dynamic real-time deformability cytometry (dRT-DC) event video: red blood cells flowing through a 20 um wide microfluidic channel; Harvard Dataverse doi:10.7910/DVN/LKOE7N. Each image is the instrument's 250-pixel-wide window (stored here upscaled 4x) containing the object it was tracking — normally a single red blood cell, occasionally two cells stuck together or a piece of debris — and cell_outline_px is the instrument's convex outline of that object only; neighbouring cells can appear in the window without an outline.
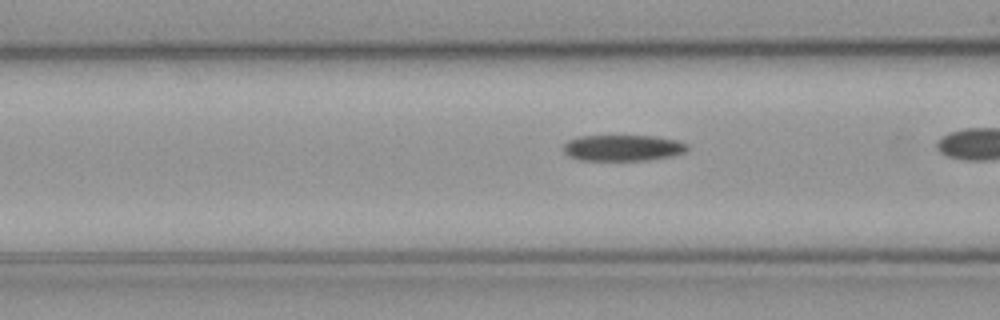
{"species": "common noctule bat (a hibernating species)", "species_latin": "Nyctalus noctula", "temperature_condition": "cold", "stored_images_in_passage": 37, "camera_frame_rate_fps": 3000, "um_per_image_px": 0.085, "animal": {"sex": "male", "body_mass_g": 23.1, "forearm_length_mm": 52.7}, "frame": {"image": 1, "passage_image": 16, "time_ms": 5.0, "image_size_px": [1000, 320], "cell_outline_px": [[688, 148], [684, 152], [672, 156], [648, 160], [580, 160], [568, 156], [564, 152], [564, 144], [568, 140], [580, 136], [656, 136], [676, 140], [688, 144]], "centroid_in_image_um": [52.94, 12.57], "position_along_channel_um": 113.7, "area_um2": 18.84}}
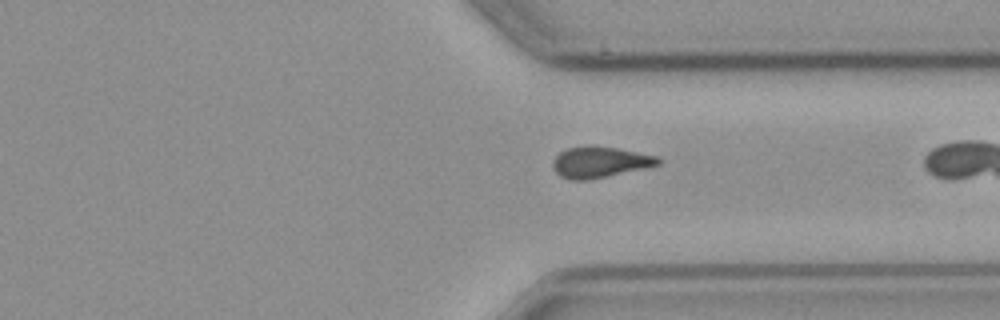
{"frame": {"image": 2, "passage_image": 36, "time_ms": 11.667, "image_size_px": [1000, 320], "cell_outline_px": [[660, 164], [588, 180], [572, 180], [560, 176], [556, 172], [552, 164], [556, 156], [560, 152], [568, 148], [616, 148], [656, 156], [660, 160]], "centroid_in_image_um": [50.96, 13.81], "position_along_channel_um": 360.4, "area_um2": 18.03}}